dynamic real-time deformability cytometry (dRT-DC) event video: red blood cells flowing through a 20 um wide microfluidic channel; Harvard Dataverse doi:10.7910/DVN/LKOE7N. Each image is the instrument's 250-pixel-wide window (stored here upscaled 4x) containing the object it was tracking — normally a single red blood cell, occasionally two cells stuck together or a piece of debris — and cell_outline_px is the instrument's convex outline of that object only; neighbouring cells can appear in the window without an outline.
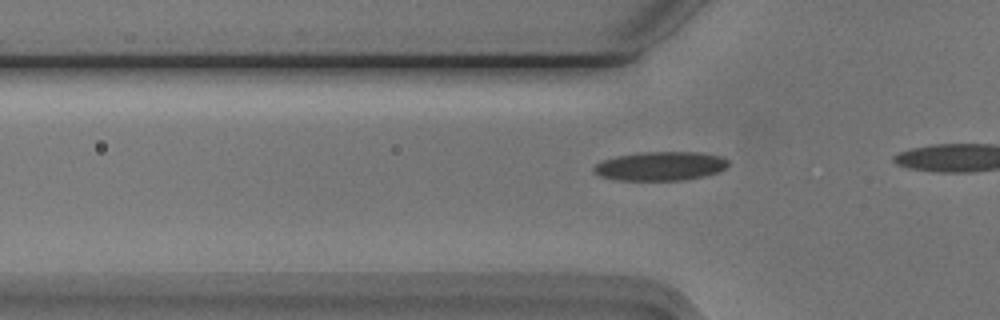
{"species": "Egyptian fruit bat (a non-hibernating species)", "species_latin": "Rousettus aegyptiacus", "temperature_condition": "cold", "stored_images_in_passage": 4, "camera_frame_rate_fps": 3000, "um_per_image_px": 0.085, "animal": {"sex": "male"}, "frame": {"image": 1, "passage_image": 2, "time_ms": 0.333, "image_size_px": [1000, 320], "cell_outline_px": [[728, 164], [724, 168], [716, 172], [704, 176], [684, 180], [616, 180], [600, 176], [592, 172], [592, 168], [596, 164], [604, 160], [616, 156], [640, 152], [700, 152], [720, 156], [728, 160]], "centroid_in_image_um": [56.1, 14.12], "position_along_channel_um": 69.7, "area_um2": 22.66}}